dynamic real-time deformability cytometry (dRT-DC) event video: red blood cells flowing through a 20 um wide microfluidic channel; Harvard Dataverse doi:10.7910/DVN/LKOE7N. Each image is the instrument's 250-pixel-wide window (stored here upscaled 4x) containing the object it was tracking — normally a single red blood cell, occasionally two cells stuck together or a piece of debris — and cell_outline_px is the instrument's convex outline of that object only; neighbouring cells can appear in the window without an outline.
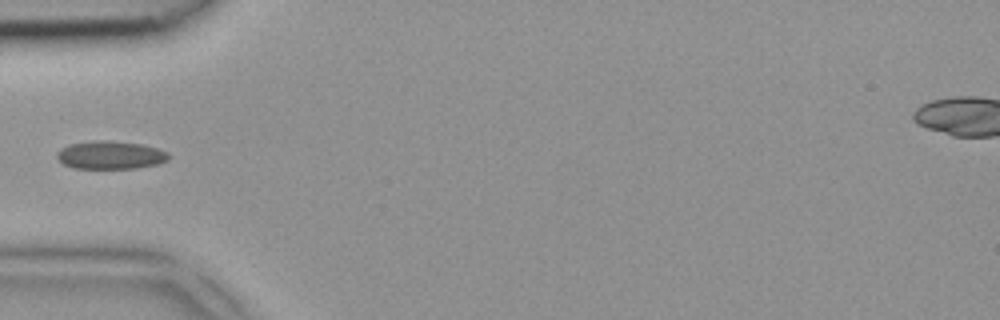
{"species": "common noctule bat (a hibernating species)", "species_latin": "Nyctalus noctula", "temperature_condition": "room temperature", "stored_images_in_passage": 6, "camera_frame_rate_fps": 3000, "um_per_image_px": 0.085, "animal": {"sex": "female", "body_mass_g": 18.4}, "frame": {"image": 1, "passage_image": 5, "time_ms": 1.333, "image_size_px": [1000, 320], "cell_outline_px": [[168, 160], [156, 164], [136, 168], [72, 168], [64, 164], [56, 156], [56, 152], [60, 148], [68, 144], [92, 140], [100, 140], [140, 144], [156, 148], [168, 152]], "centroid_in_image_um": [9.33, 13.17], "position_along_channel_um": 75.7, "area_um2": 18.15}}